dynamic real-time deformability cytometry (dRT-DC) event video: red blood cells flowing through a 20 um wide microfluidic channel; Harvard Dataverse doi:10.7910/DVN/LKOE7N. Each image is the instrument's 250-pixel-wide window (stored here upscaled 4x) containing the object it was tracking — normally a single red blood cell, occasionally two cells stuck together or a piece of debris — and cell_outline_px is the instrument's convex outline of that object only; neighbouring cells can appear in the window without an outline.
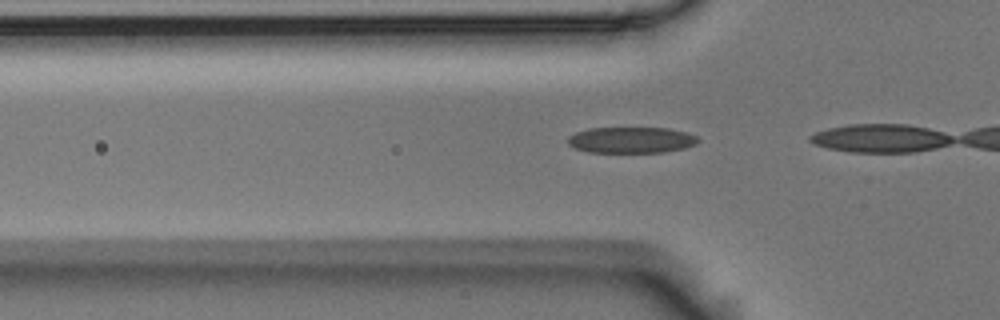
{"species": "Egyptian fruit bat (a non-hibernating species)", "species_latin": "Rousettus aegyptiacus", "temperature_condition": "room temperature", "stored_images_in_passage": 8, "camera_frame_rate_fps": 3000, "um_per_image_px": 0.085, "animal": {"sex": "male"}, "frame": {"image": 1, "passage_image": 3, "time_ms": 0.667, "image_size_px": [1000, 320], "cell_outline_px": [[700, 140], [696, 144], [684, 148], [664, 152], [588, 152], [576, 148], [568, 144], [568, 136], [576, 132], [588, 128], [668, 128], [688, 132], [696, 136]], "centroid_in_image_um": [53.67, 11.89], "position_along_channel_um": 72.1, "area_um2": 19.83}}